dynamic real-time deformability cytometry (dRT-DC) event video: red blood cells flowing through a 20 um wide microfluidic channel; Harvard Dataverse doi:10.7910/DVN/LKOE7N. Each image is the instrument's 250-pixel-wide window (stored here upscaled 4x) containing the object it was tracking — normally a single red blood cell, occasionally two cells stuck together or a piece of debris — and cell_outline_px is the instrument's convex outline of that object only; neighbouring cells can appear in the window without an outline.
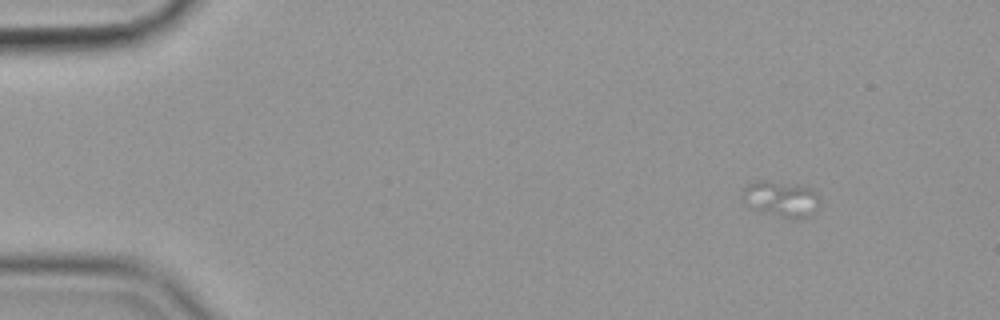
{"species": "common noctule bat (a hibernating species)", "species_latin": "Nyctalus noctula", "temperature_condition": "cold", "stored_images_in_passage": 13, "camera_frame_rate_fps": 3000, "um_per_image_px": 0.085, "animal": {"sex": "female", "body_mass_g": 19.9}, "frame": {"image": 1, "passage_image": 1, "time_ms": 0.0, "image_size_px": [1000, 320], "cell_outline_px": [[820, 208], [816, 212], [808, 216], [796, 220], [752, 208], [744, 192], [744, 188], [748, 184], [760, 180], [764, 180], [796, 184], [812, 188], [820, 196]], "centroid_in_image_um": [66.55, 16.9], "position_along_channel_um": 18.5, "area_um2": 15.9}}
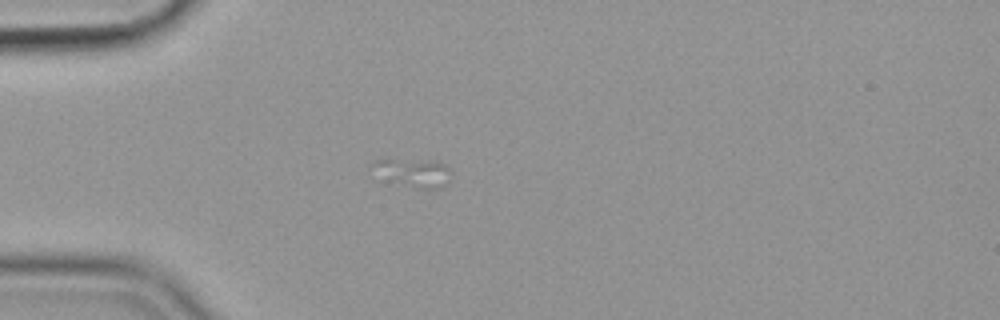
{"frame": {"image": 2, "passage_image": 11, "time_ms": 3.333, "image_size_px": [1000, 320], "cell_outline_px": [[452, 176], [448, 184], [440, 188], [416, 188], [388, 180], [372, 164], [376, 160], [432, 160], [444, 164], [452, 172]], "centroid_in_image_um": [35.3, 14.69], "position_along_channel_um": 49.7, "area_um2": 12.48}}